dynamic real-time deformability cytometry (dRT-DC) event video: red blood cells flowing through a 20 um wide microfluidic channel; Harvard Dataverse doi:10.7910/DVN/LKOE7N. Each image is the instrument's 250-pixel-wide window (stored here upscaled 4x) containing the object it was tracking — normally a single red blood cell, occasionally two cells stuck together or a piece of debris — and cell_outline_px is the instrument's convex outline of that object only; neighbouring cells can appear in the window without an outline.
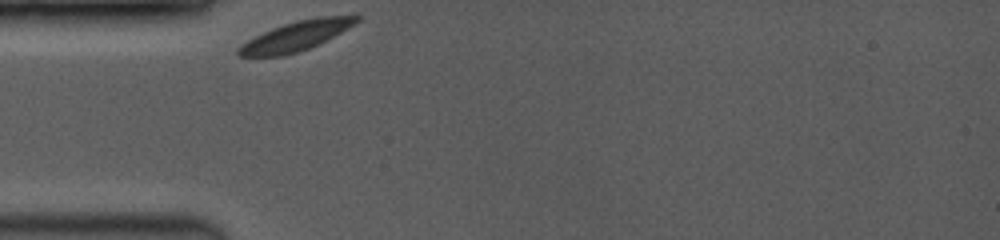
{"species": "common noctule bat (a hibernating species)", "species_latin": "Nyctalus noctula", "temperature_condition": "room temperature", "stored_images_in_passage": 2, "camera_frame_rate_fps": 3500, "um_per_image_px": 0.085, "animal": {"sex": "female", "body_mass_g": 19.0, "forearm_length_mm": 53.3}, "frame": {"image": 1, "passage_image": 1, "time_ms": 0.0, "image_size_px": [1000, 240], "cell_outline_px": [[360, 20], [348, 28], [308, 48], [284, 56], [236, 56], [236, 48], [240, 44], [272, 28], [296, 20], [316, 16], [356, 12], [360, 16]], "centroid_in_image_um": [25.22, 3.0], "position_along_channel_um": 59.8, "area_um2": 20.63}}